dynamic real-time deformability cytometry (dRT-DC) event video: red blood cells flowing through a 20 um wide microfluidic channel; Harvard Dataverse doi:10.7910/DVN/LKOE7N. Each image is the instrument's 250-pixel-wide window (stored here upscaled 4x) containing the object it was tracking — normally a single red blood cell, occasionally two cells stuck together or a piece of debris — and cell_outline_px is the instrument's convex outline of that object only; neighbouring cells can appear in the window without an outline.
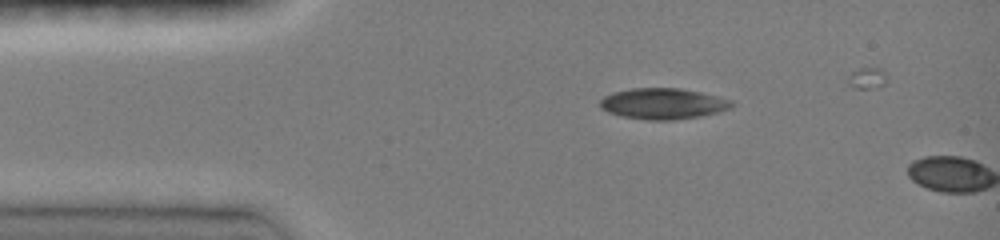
{"species": "common noctule bat (a hibernating species)", "species_latin": "Nyctalus noctula", "temperature_condition": "room temperature", "stored_images_in_passage": 2, "camera_frame_rate_fps": 3000, "um_per_image_px": 0.085, "animal": {"sex": "female", "body_mass_g": 19.0, "forearm_length_mm": 51.5}, "frame": {"image": 1, "passage_image": 1, "time_ms": 0.0, "image_size_px": [1000, 240], "cell_outline_px": [[732, 108], [700, 116], [672, 120], [648, 120], [620, 116], [608, 112], [600, 108], [600, 100], [604, 96], [612, 92], [632, 88], [680, 88], [700, 92], [732, 100]], "centroid_in_image_um": [56.32, 8.81], "position_along_channel_um": 28.7, "area_um2": 23.7}}